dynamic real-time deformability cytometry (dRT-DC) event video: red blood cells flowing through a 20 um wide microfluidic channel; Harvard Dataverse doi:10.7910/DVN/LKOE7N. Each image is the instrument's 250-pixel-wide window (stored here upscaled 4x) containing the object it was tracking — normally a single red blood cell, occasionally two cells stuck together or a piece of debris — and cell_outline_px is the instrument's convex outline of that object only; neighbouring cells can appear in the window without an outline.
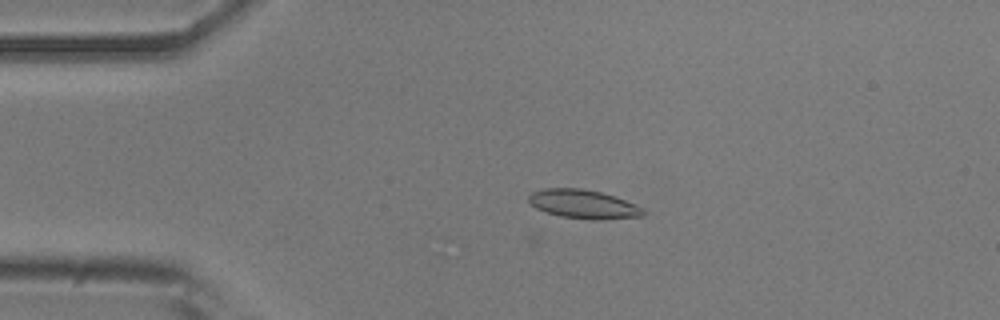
{"species": "common noctule bat (a hibernating species)", "species_latin": "Nyctalus noctula", "temperature_condition": "room temperature", "stored_images_in_passage": 45, "camera_frame_rate_fps": 3000, "um_per_image_px": 0.085, "animal": {"sex": "male", "body_mass_g": 20.5, "forearm_length_mm": 52.5}, "frame": {"image": 1, "passage_image": 2, "time_ms": 0.333, "image_size_px": [1000, 320], "cell_outline_px": [[644, 216], [596, 220], [592, 220], [560, 216], [536, 208], [528, 200], [528, 196], [532, 192], [544, 188], [580, 188], [600, 192], [624, 200], [644, 208]], "centroid_in_image_um": [49.58, 17.35], "position_along_channel_um": 35.4, "area_um2": 19.02}}
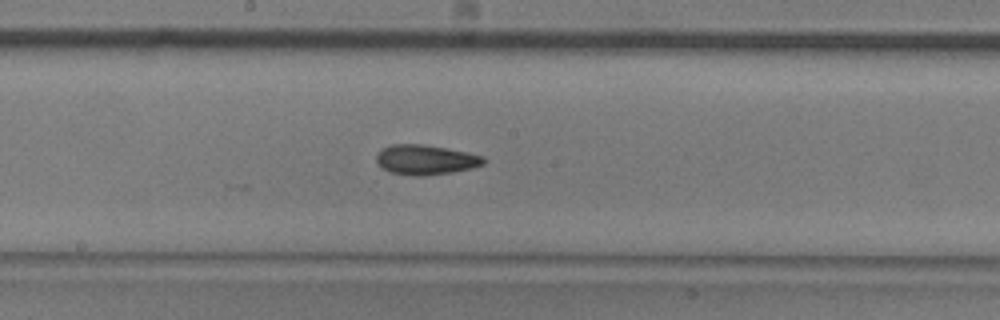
{"frame": {"image": 2, "passage_image": 19, "time_ms": 6.0, "image_size_px": [1000, 320], "cell_outline_px": [[484, 164], [472, 168], [452, 172], [424, 176], [412, 176], [392, 172], [384, 168], [376, 160], [376, 156], [384, 148], [392, 144], [424, 144], [448, 148], [468, 152], [484, 156]], "centroid_in_image_um": [36.22, 13.57], "position_along_channel_um": 212.0, "area_um2": 18.55}}
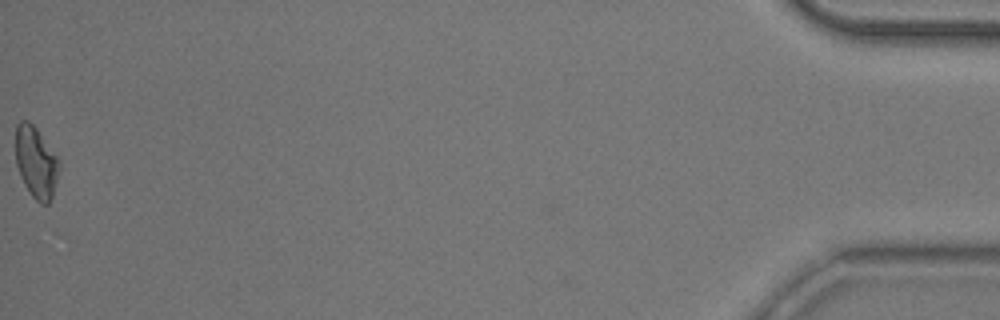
{"frame": {"image": 3, "passage_image": 45, "time_ms": 14.667, "image_size_px": [1000, 320], "cell_outline_px": [[60, 168], [52, 196], [48, 204], [40, 204], [32, 196], [24, 184], [20, 176], [16, 164], [16, 124], [20, 120], [28, 120], [36, 128], [60, 160]], "centroid_in_image_um": [3.06, 13.79], "position_along_channel_um": 432.1, "area_um2": 18.15}, "authors_computed_cell_mechanics": {"area_um2": 17.918, "velocity_mm_per_s": 3.7209, "shape_relaxation_time_tau1_ms": 5.6948, "shape_relaxation_time_tau2_ms": 3.1672, "deformation_change_tau1": 0.1342, "deformation_change_tau2": 0.0934}}